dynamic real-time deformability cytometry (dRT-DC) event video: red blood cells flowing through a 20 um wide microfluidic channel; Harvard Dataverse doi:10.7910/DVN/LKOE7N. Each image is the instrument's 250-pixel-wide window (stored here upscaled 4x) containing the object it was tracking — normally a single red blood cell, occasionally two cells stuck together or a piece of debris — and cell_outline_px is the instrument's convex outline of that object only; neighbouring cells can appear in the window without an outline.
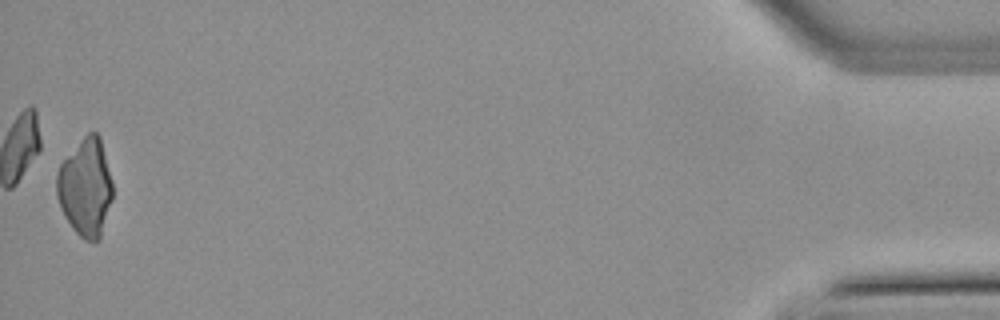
{"species": "common noctule bat (a hibernating species)", "species_latin": "Nyctalus noctula", "temperature_condition": "warm", "stored_images_in_passage": 52, "camera_frame_rate_fps": 3000, "um_per_image_px": 0.085, "animal": {"sex": "male", "body_mass_g": 21.5, "forearm_length_mm": 52.0}, "frame": {"image": 1, "passage_image": 52, "time_ms": 17.0, "image_size_px": [1000, 320], "cell_outline_px": [[112, 200], [100, 240], [84, 240], [72, 228], [64, 216], [60, 208], [56, 196], [56, 176], [60, 164], [84, 136], [88, 132], [96, 132], [100, 136], [112, 180]], "centroid_in_image_um": [7.27, 15.95], "position_along_channel_um": 427.9, "area_um2": 31.91}}